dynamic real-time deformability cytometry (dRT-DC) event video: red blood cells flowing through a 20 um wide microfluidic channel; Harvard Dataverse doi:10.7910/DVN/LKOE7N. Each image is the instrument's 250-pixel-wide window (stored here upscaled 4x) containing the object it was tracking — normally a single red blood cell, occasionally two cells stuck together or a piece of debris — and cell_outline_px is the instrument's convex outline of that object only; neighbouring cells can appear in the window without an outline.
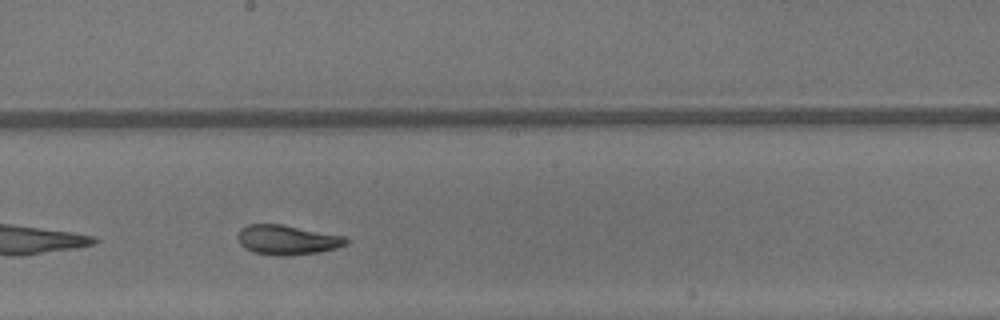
{"species": "common noctule bat (a hibernating species)", "species_latin": "Nyctalus noctula", "temperature_condition": "warm", "stored_images_in_passage": 29, "camera_frame_rate_fps": 3000, "um_per_image_px": 0.085, "animal": {"sex": "male", "body_mass_g": 13.3}, "frame": {"image": 1, "passage_image": 21, "time_ms": 6.667, "image_size_px": [1000, 320], "cell_outline_px": [[348, 244], [336, 248], [316, 252], [292, 256], [276, 256], [256, 252], [244, 248], [240, 244], [236, 236], [240, 228], [248, 224], [284, 224], [344, 236], [348, 240]], "centroid_in_image_um": [24.39, 20.38], "position_along_channel_um": 223.8, "area_um2": 18.9}}